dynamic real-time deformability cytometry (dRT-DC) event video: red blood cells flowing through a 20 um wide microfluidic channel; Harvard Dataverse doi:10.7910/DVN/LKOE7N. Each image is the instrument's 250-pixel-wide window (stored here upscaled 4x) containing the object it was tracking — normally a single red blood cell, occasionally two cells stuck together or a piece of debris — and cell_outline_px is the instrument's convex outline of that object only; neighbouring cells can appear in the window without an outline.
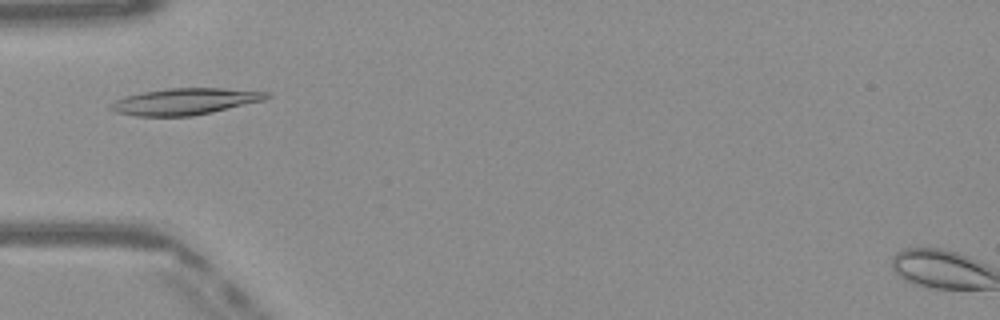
{"species": "Egyptian fruit bat (a non-hibernating species)", "species_latin": "Rousettus aegyptiacus", "temperature_condition": "warm", "stored_images_in_passage": 44, "camera_frame_rate_fps": 3000, "um_per_image_px": 0.085, "frame": {"image": 1, "passage_image": 11, "time_ms": 3.333, "image_size_px": [1000, 320], "cell_outline_px": [[272, 96], [264, 100], [212, 112], [192, 116], [136, 116], [116, 112], [108, 108], [108, 104], [124, 96], [144, 92], [168, 88], [224, 88], [272, 92]], "centroid_in_image_um": [15.73, 8.62], "position_along_channel_um": 69.3, "area_um2": 24.16}}
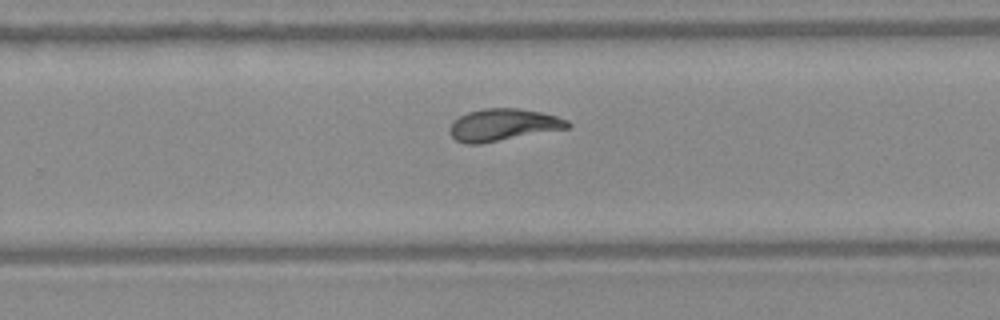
{"frame": {"image": 2, "passage_image": 27, "time_ms": 8.667, "image_size_px": [1000, 320], "cell_outline_px": [[572, 124], [568, 128], [480, 144], [464, 144], [456, 140], [448, 132], [448, 128], [452, 120], [468, 112], [484, 108], [520, 108], [540, 112], [556, 116], [568, 120]], "centroid_in_image_um": [42.72, 10.61], "position_along_channel_um": 287.1, "area_um2": 22.2}}
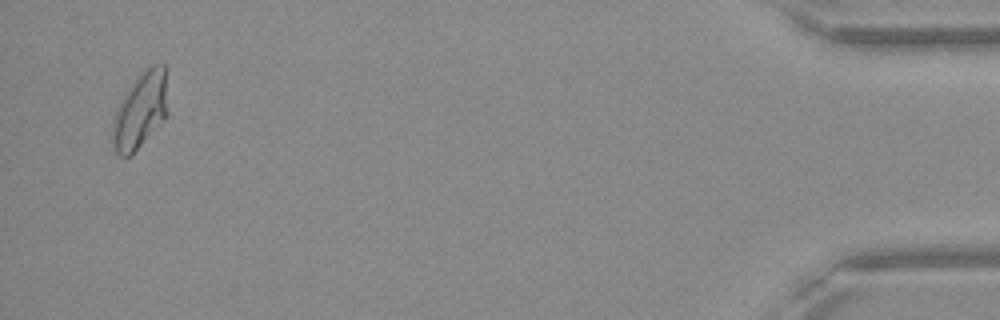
{"frame": {"image": 3, "passage_image": 43, "time_ms": 14.0, "image_size_px": [1000, 320], "cell_outline_px": [[168, 116], [132, 156], [120, 156], [112, 148], [112, 116], [124, 92], [152, 64], [164, 64], [168, 112]], "centroid_in_image_um": [11.9, 9.46], "position_along_channel_um": 423.3, "area_um2": 24.8}, "authors_computed_cell_mechanics": {"area_um2": 22.3397, "velocity_mm_per_s": 4.0702, "shape_relaxation_time_tau1_ms": 4.7315, "shape_relaxation_time_tau2_ms": 1.768, "deformation_change_tau1": 0.1991, "deformation_change_tau2": 0.0646}}